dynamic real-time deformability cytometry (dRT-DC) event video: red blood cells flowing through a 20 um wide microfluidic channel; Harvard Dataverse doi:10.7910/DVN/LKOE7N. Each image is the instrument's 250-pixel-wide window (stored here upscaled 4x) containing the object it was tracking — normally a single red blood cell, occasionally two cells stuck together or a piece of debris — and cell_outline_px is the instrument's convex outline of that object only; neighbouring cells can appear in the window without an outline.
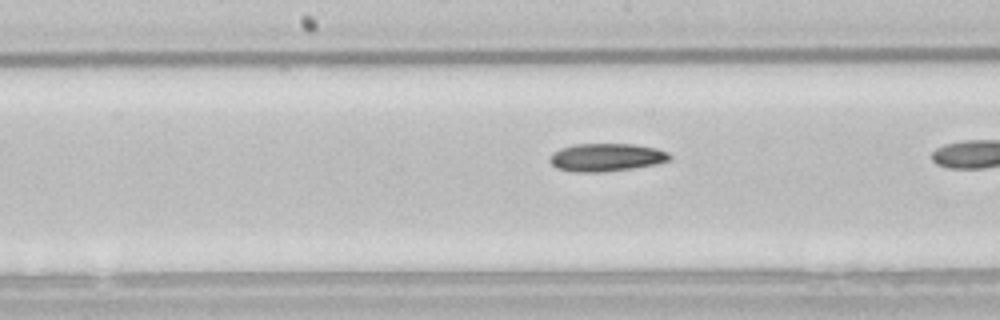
{"species": "common noctule bat (a hibernating species)", "species_latin": "Nyctalus noctula", "temperature_condition": "room temperature", "stored_images_in_passage": 27, "camera_frame_rate_fps": 3000, "um_per_image_px": 0.085, "animal": {"sex": "male", "body_mass_g": 21.5, "forearm_length_mm": 52.0}, "frame": {"image": 1, "passage_image": 24, "time_ms": 7.667, "image_size_px": [1000, 320], "cell_outline_px": [[672, 156], [668, 160], [656, 164], [632, 168], [600, 172], [572, 172], [556, 168], [548, 160], [552, 152], [560, 148], [572, 144], [632, 144], [656, 148], [668, 152]], "centroid_in_image_um": [51.49, 13.37], "position_along_channel_um": 196.7, "area_um2": 19.59}}